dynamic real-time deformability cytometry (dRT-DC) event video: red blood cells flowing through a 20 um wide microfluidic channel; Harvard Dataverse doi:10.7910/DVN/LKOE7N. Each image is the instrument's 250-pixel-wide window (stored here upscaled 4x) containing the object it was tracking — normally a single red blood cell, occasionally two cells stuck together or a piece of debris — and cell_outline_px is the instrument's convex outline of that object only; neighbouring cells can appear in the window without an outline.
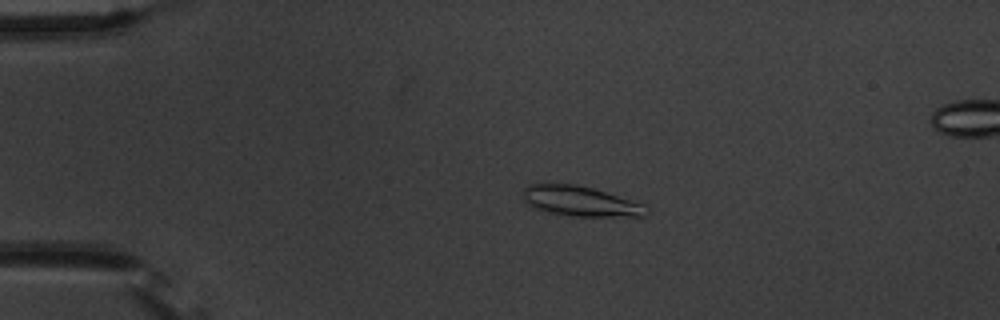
{"species": "common noctule bat (a hibernating species)", "species_latin": "Nyctalus noctula", "temperature_condition": "warm", "stored_images_in_passage": 55, "camera_frame_rate_fps": 3000, "um_per_image_px": 0.085, "animal": {"sex": "male", "body_mass_g": 20.1, "forearm_length_mm": 53.5}, "frame": {"image": 1, "passage_image": 12, "time_ms": 3.667, "image_size_px": [1000, 320], "cell_outline_px": [[648, 216], [576, 216], [548, 212], [532, 208], [524, 200], [524, 188], [528, 184], [576, 184], [592, 188], [644, 204]], "centroid_in_image_um": [49.3, 17.1], "position_along_channel_um": 35.7, "area_um2": 21.33}}
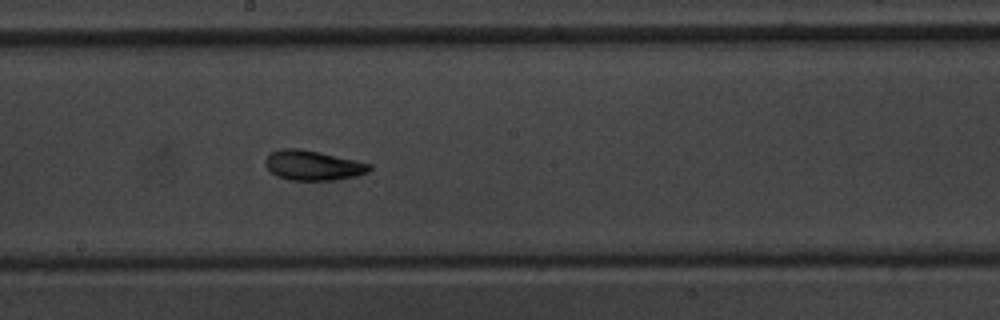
{"frame": {"image": 2, "passage_image": 31, "time_ms": 10.0, "image_size_px": [1000, 320], "cell_outline_px": [[372, 168], [368, 172], [356, 176], [332, 180], [288, 180], [276, 176], [264, 164], [264, 160], [272, 152], [280, 148], [300, 148], [356, 160], [372, 164]], "centroid_in_image_um": [26.59, 14.05], "position_along_channel_um": 221.6, "area_um2": 18.15}}
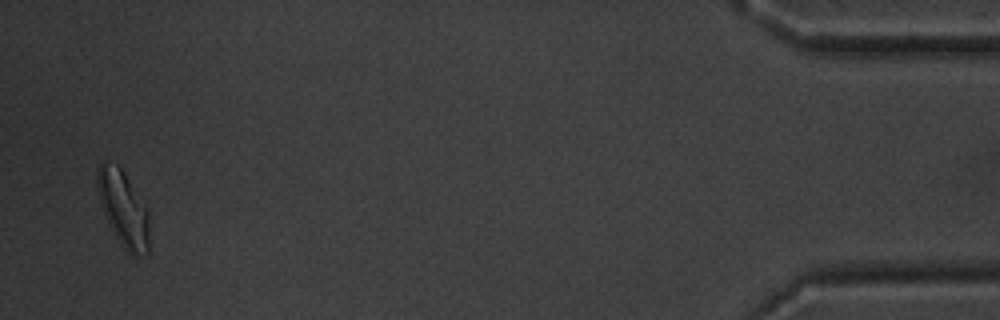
{"frame": {"image": 3, "passage_image": 54, "time_ms": 17.667, "image_size_px": [1000, 320], "cell_outline_px": [[148, 256], [132, 256], [124, 248], [116, 236], [100, 204], [96, 188], [96, 168], [104, 160], [116, 164], [124, 172], [148, 208]], "centroid_in_image_um": [10.47, 17.71], "position_along_channel_um": 424.7, "area_um2": 23.06}, "authors_computed_cell_mechanics": {"area_um2": 18.6694, "velocity_mm_per_s": 3.6655, "shape_relaxation_time_tau1_ms": 3.9545, "shape_relaxation_time_tau2_ms": 1.2086, "deformation_change_tau1": 0.1412, "deformation_change_tau2": 0.0577}}